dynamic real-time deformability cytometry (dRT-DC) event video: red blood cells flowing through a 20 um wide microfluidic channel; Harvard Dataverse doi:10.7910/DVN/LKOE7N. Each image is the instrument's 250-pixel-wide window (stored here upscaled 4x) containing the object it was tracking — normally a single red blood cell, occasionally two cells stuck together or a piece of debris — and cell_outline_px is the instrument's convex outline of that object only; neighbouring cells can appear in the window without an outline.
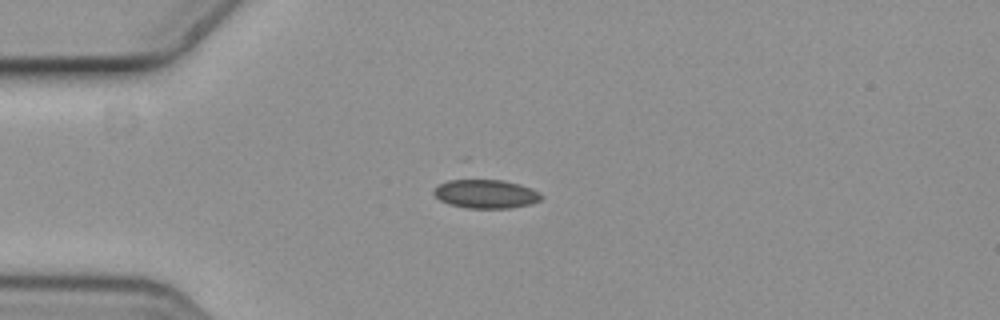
{"species": "common noctule bat (a hibernating species)", "species_latin": "Nyctalus noctula", "temperature_condition": "cold", "stored_images_in_passage": 6, "camera_frame_rate_fps": 3000, "um_per_image_px": 0.085, "animal": {"sex": "female", "body_mass_g": 19.3, "forearm_length_mm": 54.1}, "frame": {"image": 1, "passage_image": 3, "time_ms": 0.667, "image_size_px": [1000, 320], "cell_outline_px": [[544, 196], [540, 200], [532, 204], [512, 208], [464, 208], [448, 204], [440, 200], [432, 192], [440, 184], [448, 180], [500, 180], [520, 184], [540, 192]], "centroid_in_image_um": [41.32, 16.5], "position_along_channel_um": 43.7, "area_um2": 18.03}}
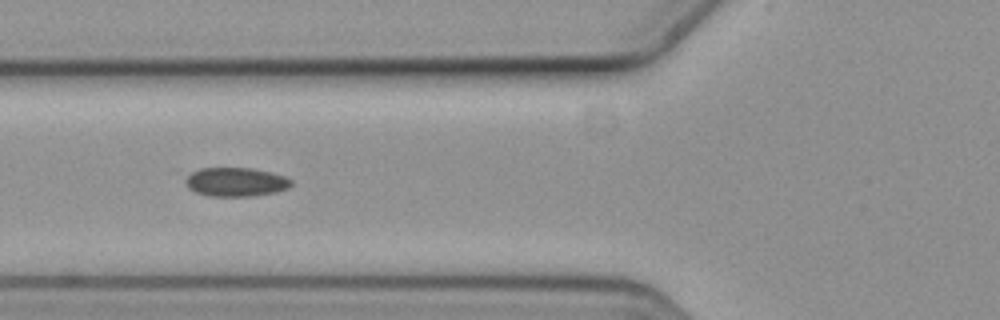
{"frame": {"image": 2, "passage_image": 5, "time_ms": 1.333, "image_size_px": [1000, 320], "cell_outline_px": [[292, 184], [288, 188], [276, 192], [256, 196], [208, 196], [196, 192], [188, 188], [184, 180], [192, 172], [200, 168], [252, 168], [272, 172], [284, 176], [292, 180]], "centroid_in_image_um": [20.06, 15.47], "position_along_channel_um": 105.7, "area_um2": 17.92}}
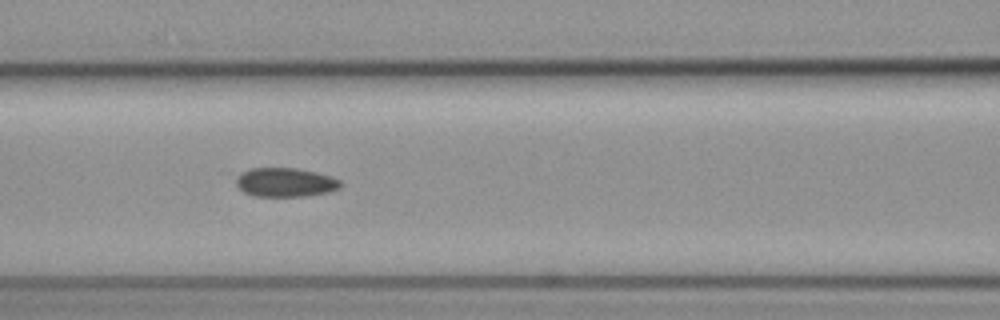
{"frame": {"image": 3, "passage_image": 6, "time_ms": 1.667, "image_size_px": [1000, 320], "cell_outline_px": [[344, 184], [340, 188], [328, 192], [304, 196], [256, 196], [244, 192], [236, 184], [236, 180], [248, 168], [296, 168], [316, 172], [332, 176], [340, 180]], "centroid_in_image_um": [24.31, 15.49], "position_along_channel_um": 142.3, "area_um2": 17.57}}